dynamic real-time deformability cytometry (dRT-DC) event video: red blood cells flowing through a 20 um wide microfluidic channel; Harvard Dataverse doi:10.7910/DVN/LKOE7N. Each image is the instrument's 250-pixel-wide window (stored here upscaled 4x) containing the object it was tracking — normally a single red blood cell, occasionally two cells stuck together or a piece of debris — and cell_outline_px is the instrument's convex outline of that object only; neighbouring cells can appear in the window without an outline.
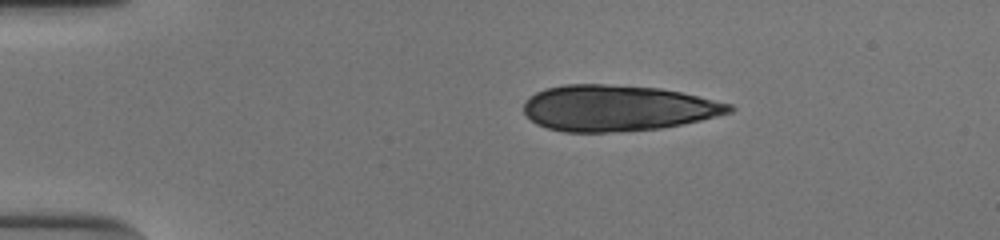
{"species": "human", "species_latin": "Homo sapiens", "temperature_condition": "cold", "stored_images_in_passage": 43, "segment_of_instrument_passage": [1, 2], "camera_frame_rate_fps": 3000, "um_per_image_px": 0.085, "donor": {"sex": "male"}, "frame": {"image": 1, "passage_image": 1, "time_ms": 0.0, "image_size_px": [1000, 240], "cell_outline_px": [[736, 108], [732, 112], [700, 120], [660, 128], [608, 132], [564, 132], [548, 128], [536, 124], [524, 112], [524, 100], [528, 96], [544, 88], [564, 84], [604, 84], [660, 88], [680, 92], [732, 104]], "centroid_in_image_um": [52.45, 9.18], "position_along_channel_um": 32.6, "area_um2": 54.97}}